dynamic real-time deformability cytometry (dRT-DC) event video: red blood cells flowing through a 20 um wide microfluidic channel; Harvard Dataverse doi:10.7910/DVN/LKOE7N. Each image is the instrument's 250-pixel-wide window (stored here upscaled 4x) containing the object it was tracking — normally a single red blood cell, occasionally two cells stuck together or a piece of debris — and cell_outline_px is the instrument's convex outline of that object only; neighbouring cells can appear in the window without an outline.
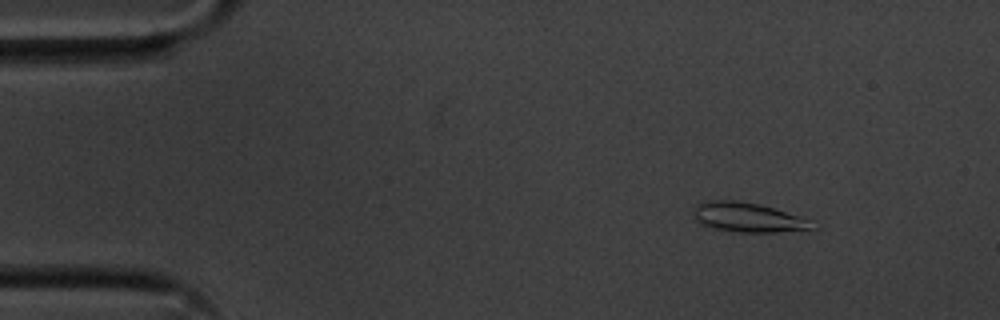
{"species": "common noctule bat (a hibernating species)", "species_latin": "Nyctalus noctula", "temperature_condition": "cold", "stored_images_in_passage": 55, "camera_frame_rate_fps": 3000, "um_per_image_px": 0.085, "animal": {"sex": "male", "body_mass_g": 20.1, "forearm_length_mm": 53.5}, "frame": {"image": 1, "passage_image": 7, "time_ms": 2.0, "image_size_px": [1000, 320], "cell_outline_px": [[820, 228], [776, 232], [732, 232], [712, 228], [700, 224], [696, 220], [696, 204], [704, 200], [736, 200], [760, 204], [808, 220]], "centroid_in_image_um": [63.54, 18.48], "position_along_channel_um": 21.5, "area_um2": 20.23}}
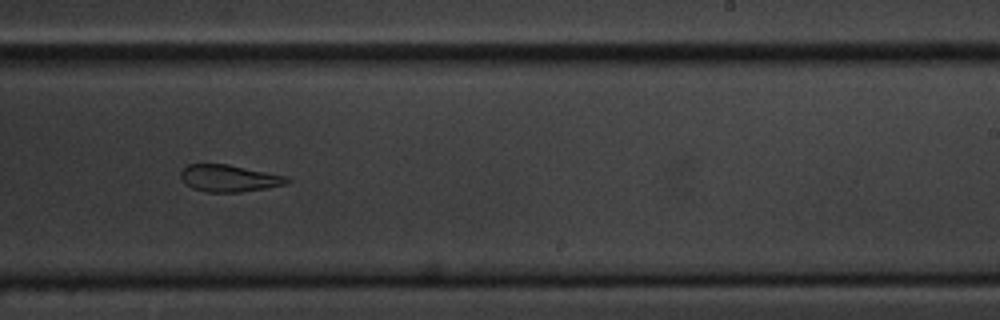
{"frame": {"image": 2, "passage_image": 34, "time_ms": 11.0, "image_size_px": [1000, 320], "cell_outline_px": [[292, 180], [284, 184], [268, 188], [240, 192], [208, 192], [192, 188], [184, 184], [180, 176], [180, 172], [188, 164], [228, 164], [288, 176]], "centroid_in_image_um": [19.47, 15.15], "position_along_channel_um": 269.5, "area_um2": 16.82}}
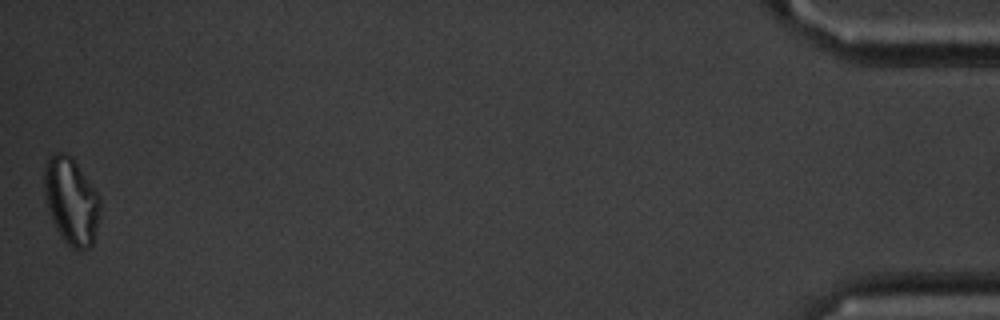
{"frame": {"image": 3, "passage_image": 55, "time_ms": 18.0, "image_size_px": [1000, 320], "cell_outline_px": [[100, 216], [92, 244], [88, 248], [80, 252], [76, 252], [60, 236], [52, 220], [44, 196], [44, 164], [48, 156], [52, 152], [64, 152], [76, 164], [100, 196]], "centroid_in_image_um": [6.04, 17.11], "position_along_channel_um": 429.2, "area_um2": 28.38}, "authors_computed_cell_mechanics": {"area_um2": 18.8428, "velocity_mm_per_s": 3.6098, "shape_relaxation_time_tau1_ms": 10.6939, "shape_relaxation_time_tau2_ms": 4.693, "deformation_change_tau1": 0.227, "deformation_change_tau2": 0.1213}}